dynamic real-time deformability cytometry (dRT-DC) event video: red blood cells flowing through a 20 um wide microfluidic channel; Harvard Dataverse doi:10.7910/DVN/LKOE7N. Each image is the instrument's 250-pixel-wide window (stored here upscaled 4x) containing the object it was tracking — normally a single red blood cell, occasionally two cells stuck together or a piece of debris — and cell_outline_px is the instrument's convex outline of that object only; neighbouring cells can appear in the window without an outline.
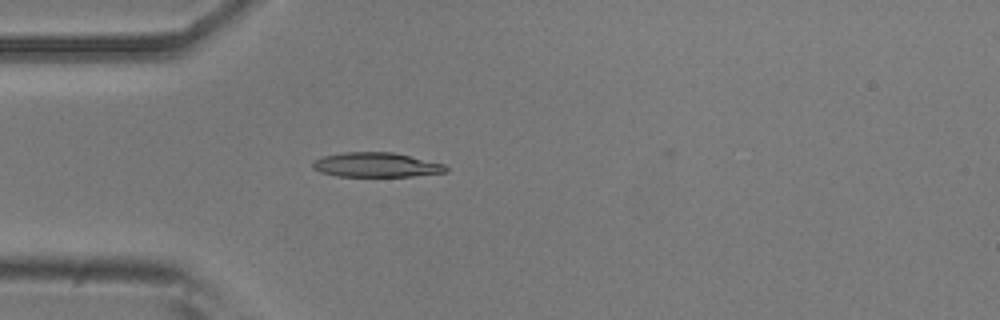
{"species": "common noctule bat (a hibernating species)", "species_latin": "Nyctalus noctula", "temperature_condition": "room temperature", "stored_images_in_passage": 5, "camera_frame_rate_fps": 3000, "um_per_image_px": 0.085, "animal": {"sex": "male", "body_mass_g": 20.5, "forearm_length_mm": 52.5}, "frame": {"image": 1, "passage_image": 1, "time_ms": 0.0, "image_size_px": [1000, 320], "cell_outline_px": [[448, 172], [412, 176], [336, 176], [320, 172], [312, 168], [312, 160], [320, 156], [344, 152], [392, 152], [444, 164], [448, 168]], "centroid_in_image_um": [31.92, 14.01], "position_along_channel_um": 53.1, "area_um2": 19.13}}